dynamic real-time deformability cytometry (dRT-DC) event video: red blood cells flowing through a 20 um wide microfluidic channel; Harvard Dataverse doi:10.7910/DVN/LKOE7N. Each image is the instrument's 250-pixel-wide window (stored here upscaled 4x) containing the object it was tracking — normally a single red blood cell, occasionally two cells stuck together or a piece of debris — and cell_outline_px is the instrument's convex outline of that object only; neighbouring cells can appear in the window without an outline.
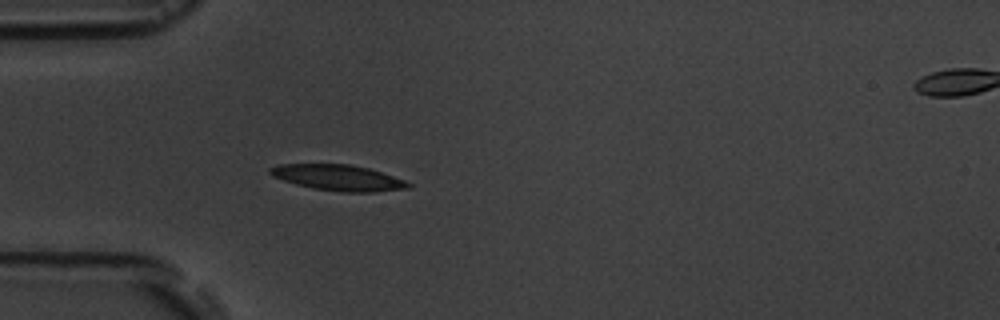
{"species": "common noctule bat (a hibernating species)", "species_latin": "Nyctalus noctula", "temperature_condition": "room temperature", "stored_images_in_passage": 6, "segment_of_instrument_passage": [1, 2], "camera_frame_rate_fps": 3000, "um_per_image_px": 0.085, "animal": {"sex": "male", "body_mass_g": 19.5, "forearm_length_mm": 54.6}, "frame": {"image": 1, "passage_image": 5, "time_ms": 5.667, "image_size_px": [1000, 320], "cell_outline_px": [[412, 184], [408, 188], [376, 192], [340, 192], [312, 188], [296, 184], [272, 176], [268, 172], [268, 168], [276, 164], [352, 164], [368, 168], [404, 180]], "centroid_in_image_um": [28.71, 15.1], "position_along_channel_um": 56.3, "area_um2": 20.81}}